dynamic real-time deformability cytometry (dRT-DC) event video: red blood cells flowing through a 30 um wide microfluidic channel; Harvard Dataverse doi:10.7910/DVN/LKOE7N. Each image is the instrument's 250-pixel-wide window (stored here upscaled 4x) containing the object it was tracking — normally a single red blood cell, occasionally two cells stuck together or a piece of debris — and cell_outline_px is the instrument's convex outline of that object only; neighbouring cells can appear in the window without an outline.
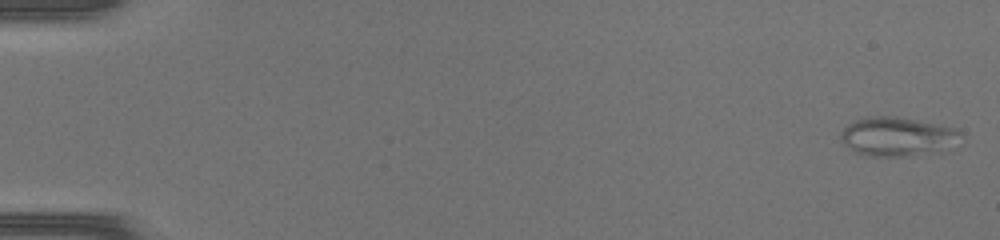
{"species": "common noctule bat (a hibernating species)", "species_latin": "Nyctalus noctula", "temperature_condition": "warm", "stored_images_in_passage": 47, "camera_frame_rate_fps": 3000, "um_per_image_px": 0.085, "animal": {"sex": "female", "body_mass_g": 17.0, "forearm_length_mm": 48.0}, "frame": {"image": 1, "passage_image": 1, "time_ms": 0.0, "image_size_px": [1000, 240], "cell_outline_px": [[960, 132], [932, 148], [908, 156], [868, 156], [852, 152], [840, 140], [840, 132], [848, 124], [864, 116], [896, 116], [956, 128]], "centroid_in_image_um": [75.93, 11.56], "position_along_channel_um": 9.1, "area_um2": 25.49}}
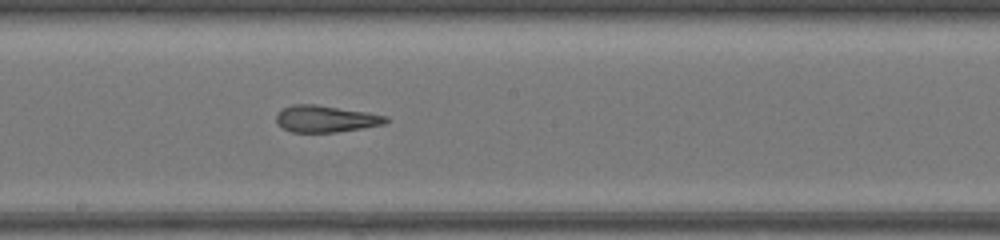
{"frame": {"image": 2, "passage_image": 27, "time_ms": 8.667, "image_size_px": [1000, 240], "cell_outline_px": [[392, 120], [384, 124], [336, 132], [292, 132], [284, 128], [276, 120], [276, 116], [280, 108], [292, 104], [316, 104], [368, 112], [388, 116]], "centroid_in_image_um": [27.7, 10.08], "position_along_channel_um": 220.5, "area_um2": 17.17}}
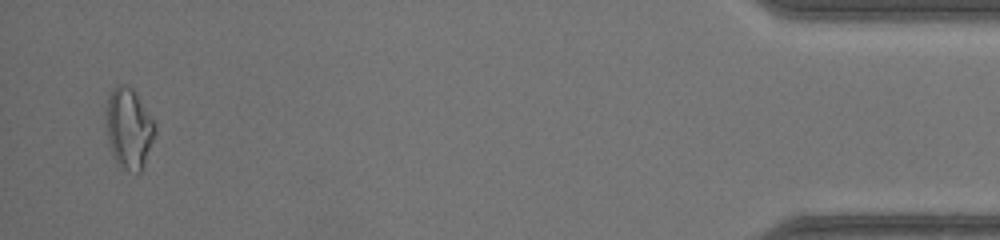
{"frame": {"image": 3, "passage_image": 46, "time_ms": 15.0, "image_size_px": [1000, 240], "cell_outline_px": [[156, 132], [144, 164], [140, 172], [128, 172], [116, 164], [112, 156], [108, 140], [104, 108], [108, 96], [112, 88], [116, 84], [128, 84], [136, 92], [156, 120]], "centroid_in_image_um": [10.95, 10.87], "position_along_channel_um": 424.3, "area_um2": 23.87}}